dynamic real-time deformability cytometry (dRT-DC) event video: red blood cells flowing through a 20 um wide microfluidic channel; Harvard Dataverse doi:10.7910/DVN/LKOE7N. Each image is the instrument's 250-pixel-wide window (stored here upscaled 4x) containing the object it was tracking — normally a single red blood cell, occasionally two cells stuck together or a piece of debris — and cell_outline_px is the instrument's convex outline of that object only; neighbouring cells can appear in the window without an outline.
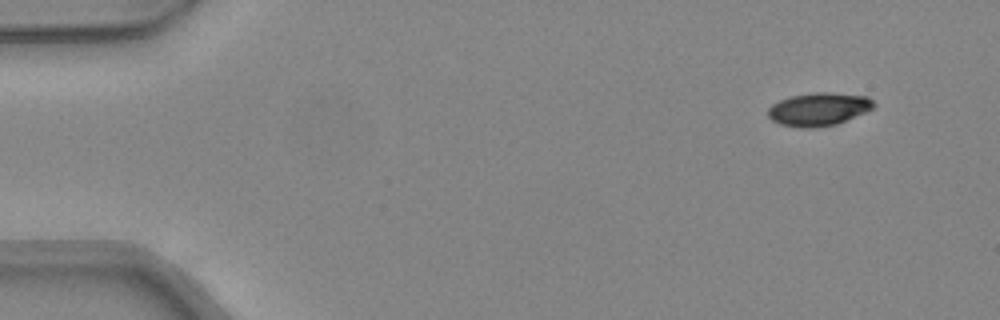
{"species": "common noctule bat (a hibernating species)", "species_latin": "Nyctalus noctula", "temperature_condition": "warm", "stored_images_in_passage": 44, "camera_frame_rate_fps": 3000, "um_per_image_px": 0.085, "animal": {"sex": "female", "body_mass_g": 24.6, "forearm_length_mm": 56.2}, "frame": {"image": 1, "passage_image": 1, "time_ms": 0.0, "image_size_px": [1000, 320], "cell_outline_px": [[876, 104], [872, 108], [864, 112], [836, 124], [816, 128], [804, 128], [780, 124], [772, 120], [768, 116], [768, 108], [772, 104], [788, 96], [816, 92], [828, 92], [868, 96]], "centroid_in_image_um": [69.56, 9.27], "position_along_channel_um": 15.4, "area_um2": 20.35}}
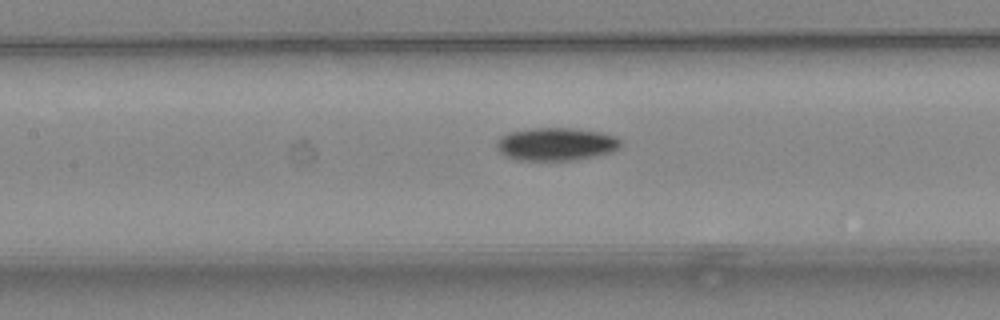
{"frame": {"image": 2, "passage_image": 19, "time_ms": 6.0, "image_size_px": [1000, 320], "cell_outline_px": [[624, 144], [620, 148], [612, 152], [596, 156], [576, 160], [516, 160], [504, 156], [496, 148], [496, 140], [500, 136], [508, 132], [532, 128], [572, 128], [604, 132], [616, 136]], "centroid_in_image_um": [47.28, 12.25], "position_along_channel_um": 160.1, "area_um2": 24.33}}
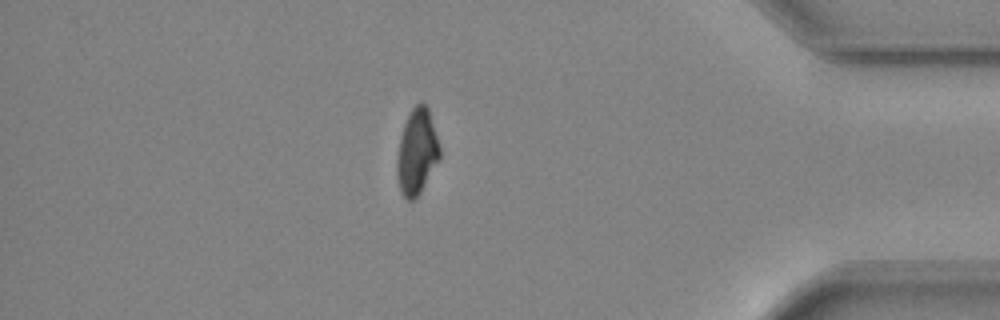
{"frame": {"image": 3, "passage_image": 38, "time_ms": 12.333, "image_size_px": [1000, 320], "cell_outline_px": [[440, 160], [420, 192], [412, 200], [408, 200], [400, 192], [396, 176], [396, 160], [400, 136], [404, 124], [412, 108], [420, 100], [428, 108], [440, 144]], "centroid_in_image_um": [35.43, 12.9], "position_along_channel_um": 399.8, "area_um2": 21.5}, "authors_computed_cell_mechanics": {"area_um2": 22.1952, "velocity_mm_per_s": 4.3614, "shape_relaxation_time_tau1_ms": 4.0706, "shape_relaxation_time_tau2_ms": null, "deformation_change_tau1": 0.1445, "deformation_change_tau2": null}}